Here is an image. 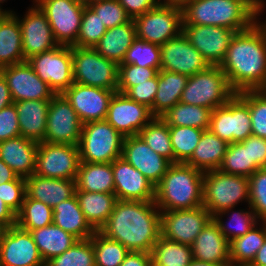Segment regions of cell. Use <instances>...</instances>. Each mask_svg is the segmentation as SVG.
I'll return each mask as SVG.
<instances>
[{"mask_svg": "<svg viewBox=\"0 0 266 266\" xmlns=\"http://www.w3.org/2000/svg\"><path fill=\"white\" fill-rule=\"evenodd\" d=\"M33 5L28 9L23 19H20L15 12H12L21 27L22 51L25 60L59 46L46 15L36 3H33Z\"/></svg>", "mask_w": 266, "mask_h": 266, "instance_id": "e0dca14e", "label": "cell"}, {"mask_svg": "<svg viewBox=\"0 0 266 266\" xmlns=\"http://www.w3.org/2000/svg\"><path fill=\"white\" fill-rule=\"evenodd\" d=\"M157 73L158 71L151 67L119 64L117 92L125 94L131 87L153 78Z\"/></svg>", "mask_w": 266, "mask_h": 266, "instance_id": "f5cc1de1", "label": "cell"}, {"mask_svg": "<svg viewBox=\"0 0 266 266\" xmlns=\"http://www.w3.org/2000/svg\"><path fill=\"white\" fill-rule=\"evenodd\" d=\"M96 266H120L129 250L120 242L107 238L99 231L91 237Z\"/></svg>", "mask_w": 266, "mask_h": 266, "instance_id": "7bdbcfd3", "label": "cell"}, {"mask_svg": "<svg viewBox=\"0 0 266 266\" xmlns=\"http://www.w3.org/2000/svg\"><path fill=\"white\" fill-rule=\"evenodd\" d=\"M259 167L250 164L249 146L241 143H231L227 147L225 156L218 170L226 174L250 177Z\"/></svg>", "mask_w": 266, "mask_h": 266, "instance_id": "ee69618b", "label": "cell"}, {"mask_svg": "<svg viewBox=\"0 0 266 266\" xmlns=\"http://www.w3.org/2000/svg\"><path fill=\"white\" fill-rule=\"evenodd\" d=\"M240 143L249 146L250 164L266 168V139L251 135Z\"/></svg>", "mask_w": 266, "mask_h": 266, "instance_id": "6f0895ef", "label": "cell"}, {"mask_svg": "<svg viewBox=\"0 0 266 266\" xmlns=\"http://www.w3.org/2000/svg\"><path fill=\"white\" fill-rule=\"evenodd\" d=\"M21 136L18 113L11 104L0 110V142Z\"/></svg>", "mask_w": 266, "mask_h": 266, "instance_id": "9f6ffc18", "label": "cell"}, {"mask_svg": "<svg viewBox=\"0 0 266 266\" xmlns=\"http://www.w3.org/2000/svg\"><path fill=\"white\" fill-rule=\"evenodd\" d=\"M154 118L151 110L131 100L126 94L115 92L106 121L123 137L136 136Z\"/></svg>", "mask_w": 266, "mask_h": 266, "instance_id": "2e32d148", "label": "cell"}, {"mask_svg": "<svg viewBox=\"0 0 266 266\" xmlns=\"http://www.w3.org/2000/svg\"><path fill=\"white\" fill-rule=\"evenodd\" d=\"M82 122L63 94H56L47 112L46 143L79 144Z\"/></svg>", "mask_w": 266, "mask_h": 266, "instance_id": "9a60e30c", "label": "cell"}, {"mask_svg": "<svg viewBox=\"0 0 266 266\" xmlns=\"http://www.w3.org/2000/svg\"><path fill=\"white\" fill-rule=\"evenodd\" d=\"M189 0H159L160 4H169V5H177V6H183L186 2Z\"/></svg>", "mask_w": 266, "mask_h": 266, "instance_id": "03108f58", "label": "cell"}, {"mask_svg": "<svg viewBox=\"0 0 266 266\" xmlns=\"http://www.w3.org/2000/svg\"><path fill=\"white\" fill-rule=\"evenodd\" d=\"M120 266H152L151 253L129 251Z\"/></svg>", "mask_w": 266, "mask_h": 266, "instance_id": "91938a15", "label": "cell"}, {"mask_svg": "<svg viewBox=\"0 0 266 266\" xmlns=\"http://www.w3.org/2000/svg\"><path fill=\"white\" fill-rule=\"evenodd\" d=\"M213 217L204 207L161 212V236L186 245H192L196 237Z\"/></svg>", "mask_w": 266, "mask_h": 266, "instance_id": "5bb4252c", "label": "cell"}, {"mask_svg": "<svg viewBox=\"0 0 266 266\" xmlns=\"http://www.w3.org/2000/svg\"><path fill=\"white\" fill-rule=\"evenodd\" d=\"M13 104L18 113L21 136L37 143L44 142L50 100H24Z\"/></svg>", "mask_w": 266, "mask_h": 266, "instance_id": "83f0119b", "label": "cell"}, {"mask_svg": "<svg viewBox=\"0 0 266 266\" xmlns=\"http://www.w3.org/2000/svg\"><path fill=\"white\" fill-rule=\"evenodd\" d=\"M73 81L117 92L118 64L94 48L72 46Z\"/></svg>", "mask_w": 266, "mask_h": 266, "instance_id": "ba28073f", "label": "cell"}, {"mask_svg": "<svg viewBox=\"0 0 266 266\" xmlns=\"http://www.w3.org/2000/svg\"><path fill=\"white\" fill-rule=\"evenodd\" d=\"M123 140L106 120L83 124L78 144L80 162L112 163L121 157Z\"/></svg>", "mask_w": 266, "mask_h": 266, "instance_id": "52a82bcc", "label": "cell"}, {"mask_svg": "<svg viewBox=\"0 0 266 266\" xmlns=\"http://www.w3.org/2000/svg\"><path fill=\"white\" fill-rule=\"evenodd\" d=\"M52 223L53 208L26 195L21 210L16 214V225L30 232Z\"/></svg>", "mask_w": 266, "mask_h": 266, "instance_id": "b9f144b4", "label": "cell"}, {"mask_svg": "<svg viewBox=\"0 0 266 266\" xmlns=\"http://www.w3.org/2000/svg\"><path fill=\"white\" fill-rule=\"evenodd\" d=\"M249 205V177L212 170L204 173L203 206L213 217L235 208L244 201Z\"/></svg>", "mask_w": 266, "mask_h": 266, "instance_id": "5b68a950", "label": "cell"}, {"mask_svg": "<svg viewBox=\"0 0 266 266\" xmlns=\"http://www.w3.org/2000/svg\"><path fill=\"white\" fill-rule=\"evenodd\" d=\"M104 23L107 29L125 24L131 20L118 0H91L86 4Z\"/></svg>", "mask_w": 266, "mask_h": 266, "instance_id": "681fc988", "label": "cell"}, {"mask_svg": "<svg viewBox=\"0 0 266 266\" xmlns=\"http://www.w3.org/2000/svg\"><path fill=\"white\" fill-rule=\"evenodd\" d=\"M258 8L252 0H189L182 6L183 25H212L239 32L257 21Z\"/></svg>", "mask_w": 266, "mask_h": 266, "instance_id": "3957f363", "label": "cell"}, {"mask_svg": "<svg viewBox=\"0 0 266 266\" xmlns=\"http://www.w3.org/2000/svg\"><path fill=\"white\" fill-rule=\"evenodd\" d=\"M158 89V73L151 79L131 87L125 94L133 101L146 105L153 115V101Z\"/></svg>", "mask_w": 266, "mask_h": 266, "instance_id": "11a10c76", "label": "cell"}, {"mask_svg": "<svg viewBox=\"0 0 266 266\" xmlns=\"http://www.w3.org/2000/svg\"><path fill=\"white\" fill-rule=\"evenodd\" d=\"M41 266H49L47 263H44L43 265H41Z\"/></svg>", "mask_w": 266, "mask_h": 266, "instance_id": "2a66077c", "label": "cell"}, {"mask_svg": "<svg viewBox=\"0 0 266 266\" xmlns=\"http://www.w3.org/2000/svg\"><path fill=\"white\" fill-rule=\"evenodd\" d=\"M112 170L117 200L154 201L155 187L122 157L112 162Z\"/></svg>", "mask_w": 266, "mask_h": 266, "instance_id": "cb8c5ba5", "label": "cell"}, {"mask_svg": "<svg viewBox=\"0 0 266 266\" xmlns=\"http://www.w3.org/2000/svg\"><path fill=\"white\" fill-rule=\"evenodd\" d=\"M53 224L78 240L89 239L96 232L80 209L76 195L53 207Z\"/></svg>", "mask_w": 266, "mask_h": 266, "instance_id": "4dcf8cb0", "label": "cell"}, {"mask_svg": "<svg viewBox=\"0 0 266 266\" xmlns=\"http://www.w3.org/2000/svg\"><path fill=\"white\" fill-rule=\"evenodd\" d=\"M152 266H189L193 260L190 245L160 236L151 251Z\"/></svg>", "mask_w": 266, "mask_h": 266, "instance_id": "74e56055", "label": "cell"}, {"mask_svg": "<svg viewBox=\"0 0 266 266\" xmlns=\"http://www.w3.org/2000/svg\"><path fill=\"white\" fill-rule=\"evenodd\" d=\"M160 48V70L193 76L210 66L183 33L168 40Z\"/></svg>", "mask_w": 266, "mask_h": 266, "instance_id": "ffe728a7", "label": "cell"}, {"mask_svg": "<svg viewBox=\"0 0 266 266\" xmlns=\"http://www.w3.org/2000/svg\"><path fill=\"white\" fill-rule=\"evenodd\" d=\"M211 112L212 110L207 107L179 102L160 118L169 127H195L207 130L210 126Z\"/></svg>", "mask_w": 266, "mask_h": 266, "instance_id": "8d00e7d4", "label": "cell"}, {"mask_svg": "<svg viewBox=\"0 0 266 266\" xmlns=\"http://www.w3.org/2000/svg\"><path fill=\"white\" fill-rule=\"evenodd\" d=\"M194 260L229 265V242L223 236L217 223L212 219L203 228L191 245Z\"/></svg>", "mask_w": 266, "mask_h": 266, "instance_id": "d4e9b609", "label": "cell"}, {"mask_svg": "<svg viewBox=\"0 0 266 266\" xmlns=\"http://www.w3.org/2000/svg\"><path fill=\"white\" fill-rule=\"evenodd\" d=\"M136 38L134 20L107 29L100 41L93 47L101 56L116 62H123L127 50Z\"/></svg>", "mask_w": 266, "mask_h": 266, "instance_id": "f1b7e54d", "label": "cell"}, {"mask_svg": "<svg viewBox=\"0 0 266 266\" xmlns=\"http://www.w3.org/2000/svg\"><path fill=\"white\" fill-rule=\"evenodd\" d=\"M251 266H266V239L250 263Z\"/></svg>", "mask_w": 266, "mask_h": 266, "instance_id": "e7e4bbea", "label": "cell"}, {"mask_svg": "<svg viewBox=\"0 0 266 266\" xmlns=\"http://www.w3.org/2000/svg\"><path fill=\"white\" fill-rule=\"evenodd\" d=\"M44 263L29 231L17 225L2 231L0 266H41Z\"/></svg>", "mask_w": 266, "mask_h": 266, "instance_id": "d6986e66", "label": "cell"}, {"mask_svg": "<svg viewBox=\"0 0 266 266\" xmlns=\"http://www.w3.org/2000/svg\"><path fill=\"white\" fill-rule=\"evenodd\" d=\"M106 31L107 28L99 16L86 5L83 10L78 38L73 46L93 48Z\"/></svg>", "mask_w": 266, "mask_h": 266, "instance_id": "f907efd6", "label": "cell"}, {"mask_svg": "<svg viewBox=\"0 0 266 266\" xmlns=\"http://www.w3.org/2000/svg\"><path fill=\"white\" fill-rule=\"evenodd\" d=\"M79 1H81V2H84V3H88V2H90L91 0H79Z\"/></svg>", "mask_w": 266, "mask_h": 266, "instance_id": "34e18365", "label": "cell"}, {"mask_svg": "<svg viewBox=\"0 0 266 266\" xmlns=\"http://www.w3.org/2000/svg\"><path fill=\"white\" fill-rule=\"evenodd\" d=\"M228 145L210 130H204L192 156L185 163L203 173L218 170Z\"/></svg>", "mask_w": 266, "mask_h": 266, "instance_id": "f546056e", "label": "cell"}, {"mask_svg": "<svg viewBox=\"0 0 266 266\" xmlns=\"http://www.w3.org/2000/svg\"><path fill=\"white\" fill-rule=\"evenodd\" d=\"M189 76L165 70L158 71V89L153 101V116L161 117L180 102Z\"/></svg>", "mask_w": 266, "mask_h": 266, "instance_id": "1f68e13d", "label": "cell"}, {"mask_svg": "<svg viewBox=\"0 0 266 266\" xmlns=\"http://www.w3.org/2000/svg\"><path fill=\"white\" fill-rule=\"evenodd\" d=\"M208 130L228 144L244 141L252 135L249 106L235 94L225 105L212 110Z\"/></svg>", "mask_w": 266, "mask_h": 266, "instance_id": "8fae6325", "label": "cell"}, {"mask_svg": "<svg viewBox=\"0 0 266 266\" xmlns=\"http://www.w3.org/2000/svg\"><path fill=\"white\" fill-rule=\"evenodd\" d=\"M26 61L55 94H63L74 83L72 46L59 45Z\"/></svg>", "mask_w": 266, "mask_h": 266, "instance_id": "7c38bea8", "label": "cell"}, {"mask_svg": "<svg viewBox=\"0 0 266 266\" xmlns=\"http://www.w3.org/2000/svg\"><path fill=\"white\" fill-rule=\"evenodd\" d=\"M124 7L127 14L134 19L155 8L159 4V0H118Z\"/></svg>", "mask_w": 266, "mask_h": 266, "instance_id": "680465c9", "label": "cell"}, {"mask_svg": "<svg viewBox=\"0 0 266 266\" xmlns=\"http://www.w3.org/2000/svg\"><path fill=\"white\" fill-rule=\"evenodd\" d=\"M231 88L236 92L259 90L266 80V35L255 22L235 32L220 64Z\"/></svg>", "mask_w": 266, "mask_h": 266, "instance_id": "7a4b0ae2", "label": "cell"}, {"mask_svg": "<svg viewBox=\"0 0 266 266\" xmlns=\"http://www.w3.org/2000/svg\"><path fill=\"white\" fill-rule=\"evenodd\" d=\"M75 181V191L114 193L112 163L80 162Z\"/></svg>", "mask_w": 266, "mask_h": 266, "instance_id": "d6a6232c", "label": "cell"}, {"mask_svg": "<svg viewBox=\"0 0 266 266\" xmlns=\"http://www.w3.org/2000/svg\"><path fill=\"white\" fill-rule=\"evenodd\" d=\"M38 251L45 263L63 254L78 239L55 224L30 231Z\"/></svg>", "mask_w": 266, "mask_h": 266, "instance_id": "836d02e7", "label": "cell"}, {"mask_svg": "<svg viewBox=\"0 0 266 266\" xmlns=\"http://www.w3.org/2000/svg\"><path fill=\"white\" fill-rule=\"evenodd\" d=\"M13 99L4 76L0 73V110L11 104Z\"/></svg>", "mask_w": 266, "mask_h": 266, "instance_id": "6125c7cd", "label": "cell"}, {"mask_svg": "<svg viewBox=\"0 0 266 266\" xmlns=\"http://www.w3.org/2000/svg\"><path fill=\"white\" fill-rule=\"evenodd\" d=\"M138 135L152 151L174 163L169 126L160 117H154Z\"/></svg>", "mask_w": 266, "mask_h": 266, "instance_id": "60d3db41", "label": "cell"}, {"mask_svg": "<svg viewBox=\"0 0 266 266\" xmlns=\"http://www.w3.org/2000/svg\"><path fill=\"white\" fill-rule=\"evenodd\" d=\"M136 37L146 42L164 45L183 31L182 7L158 4L155 8L135 17Z\"/></svg>", "mask_w": 266, "mask_h": 266, "instance_id": "9c48e42d", "label": "cell"}, {"mask_svg": "<svg viewBox=\"0 0 266 266\" xmlns=\"http://www.w3.org/2000/svg\"><path fill=\"white\" fill-rule=\"evenodd\" d=\"M161 48L157 44L135 38L126 52L121 64H134L136 66L151 67L157 71L161 65Z\"/></svg>", "mask_w": 266, "mask_h": 266, "instance_id": "bcb514c9", "label": "cell"}, {"mask_svg": "<svg viewBox=\"0 0 266 266\" xmlns=\"http://www.w3.org/2000/svg\"><path fill=\"white\" fill-rule=\"evenodd\" d=\"M80 165L79 147L70 144H38L34 174L45 178L76 180Z\"/></svg>", "mask_w": 266, "mask_h": 266, "instance_id": "4fadbf2b", "label": "cell"}, {"mask_svg": "<svg viewBox=\"0 0 266 266\" xmlns=\"http://www.w3.org/2000/svg\"><path fill=\"white\" fill-rule=\"evenodd\" d=\"M18 175L0 159V184L13 181Z\"/></svg>", "mask_w": 266, "mask_h": 266, "instance_id": "be15d7a7", "label": "cell"}, {"mask_svg": "<svg viewBox=\"0 0 266 266\" xmlns=\"http://www.w3.org/2000/svg\"><path fill=\"white\" fill-rule=\"evenodd\" d=\"M182 33L210 66H220L235 31L212 25H183Z\"/></svg>", "mask_w": 266, "mask_h": 266, "instance_id": "ac0fdd59", "label": "cell"}, {"mask_svg": "<svg viewBox=\"0 0 266 266\" xmlns=\"http://www.w3.org/2000/svg\"><path fill=\"white\" fill-rule=\"evenodd\" d=\"M26 196L25 178L17 177L13 181L0 184V198L16 214L21 210L22 203Z\"/></svg>", "mask_w": 266, "mask_h": 266, "instance_id": "db71d44e", "label": "cell"}, {"mask_svg": "<svg viewBox=\"0 0 266 266\" xmlns=\"http://www.w3.org/2000/svg\"><path fill=\"white\" fill-rule=\"evenodd\" d=\"M44 12L59 45L73 46L78 38L86 3L79 0H34Z\"/></svg>", "mask_w": 266, "mask_h": 266, "instance_id": "30bf717a", "label": "cell"}, {"mask_svg": "<svg viewBox=\"0 0 266 266\" xmlns=\"http://www.w3.org/2000/svg\"><path fill=\"white\" fill-rule=\"evenodd\" d=\"M228 266H251L250 264H232L230 263Z\"/></svg>", "mask_w": 266, "mask_h": 266, "instance_id": "753ad0ef", "label": "cell"}, {"mask_svg": "<svg viewBox=\"0 0 266 266\" xmlns=\"http://www.w3.org/2000/svg\"><path fill=\"white\" fill-rule=\"evenodd\" d=\"M75 195L87 221L99 231L113 211L115 193L75 191Z\"/></svg>", "mask_w": 266, "mask_h": 266, "instance_id": "e575fe53", "label": "cell"}, {"mask_svg": "<svg viewBox=\"0 0 266 266\" xmlns=\"http://www.w3.org/2000/svg\"><path fill=\"white\" fill-rule=\"evenodd\" d=\"M12 12V10L2 9L0 4V22H2Z\"/></svg>", "mask_w": 266, "mask_h": 266, "instance_id": "89a4df30", "label": "cell"}, {"mask_svg": "<svg viewBox=\"0 0 266 266\" xmlns=\"http://www.w3.org/2000/svg\"><path fill=\"white\" fill-rule=\"evenodd\" d=\"M121 157L139 170L154 187L172 164L152 151L139 135L124 137Z\"/></svg>", "mask_w": 266, "mask_h": 266, "instance_id": "603a6c76", "label": "cell"}, {"mask_svg": "<svg viewBox=\"0 0 266 266\" xmlns=\"http://www.w3.org/2000/svg\"><path fill=\"white\" fill-rule=\"evenodd\" d=\"M259 90H260L264 95H266V80H265L264 84L259 88Z\"/></svg>", "mask_w": 266, "mask_h": 266, "instance_id": "8c879c8a", "label": "cell"}, {"mask_svg": "<svg viewBox=\"0 0 266 266\" xmlns=\"http://www.w3.org/2000/svg\"><path fill=\"white\" fill-rule=\"evenodd\" d=\"M249 206L259 222H266V168H259L249 177Z\"/></svg>", "mask_w": 266, "mask_h": 266, "instance_id": "816d5d0a", "label": "cell"}, {"mask_svg": "<svg viewBox=\"0 0 266 266\" xmlns=\"http://www.w3.org/2000/svg\"><path fill=\"white\" fill-rule=\"evenodd\" d=\"M189 266H228V265H218L211 262H201L193 259Z\"/></svg>", "mask_w": 266, "mask_h": 266, "instance_id": "a7ac6f4b", "label": "cell"}, {"mask_svg": "<svg viewBox=\"0 0 266 266\" xmlns=\"http://www.w3.org/2000/svg\"><path fill=\"white\" fill-rule=\"evenodd\" d=\"M25 61L21 27L18 19L10 13L0 22V69Z\"/></svg>", "mask_w": 266, "mask_h": 266, "instance_id": "d590c367", "label": "cell"}, {"mask_svg": "<svg viewBox=\"0 0 266 266\" xmlns=\"http://www.w3.org/2000/svg\"><path fill=\"white\" fill-rule=\"evenodd\" d=\"M236 94L249 106L252 135L266 139V95L260 90H245Z\"/></svg>", "mask_w": 266, "mask_h": 266, "instance_id": "c3c4849f", "label": "cell"}, {"mask_svg": "<svg viewBox=\"0 0 266 266\" xmlns=\"http://www.w3.org/2000/svg\"><path fill=\"white\" fill-rule=\"evenodd\" d=\"M258 7H263L265 6L264 0H252Z\"/></svg>", "mask_w": 266, "mask_h": 266, "instance_id": "2644e50d", "label": "cell"}, {"mask_svg": "<svg viewBox=\"0 0 266 266\" xmlns=\"http://www.w3.org/2000/svg\"><path fill=\"white\" fill-rule=\"evenodd\" d=\"M112 90L73 83L63 95L76 111L82 124L106 120Z\"/></svg>", "mask_w": 266, "mask_h": 266, "instance_id": "44dd1931", "label": "cell"}, {"mask_svg": "<svg viewBox=\"0 0 266 266\" xmlns=\"http://www.w3.org/2000/svg\"><path fill=\"white\" fill-rule=\"evenodd\" d=\"M174 163H185L199 143L203 129L195 127H169Z\"/></svg>", "mask_w": 266, "mask_h": 266, "instance_id": "f6af8a7d", "label": "cell"}, {"mask_svg": "<svg viewBox=\"0 0 266 266\" xmlns=\"http://www.w3.org/2000/svg\"><path fill=\"white\" fill-rule=\"evenodd\" d=\"M204 173L186 163H172L155 186L156 206L162 211L203 206Z\"/></svg>", "mask_w": 266, "mask_h": 266, "instance_id": "277c9868", "label": "cell"}, {"mask_svg": "<svg viewBox=\"0 0 266 266\" xmlns=\"http://www.w3.org/2000/svg\"><path fill=\"white\" fill-rule=\"evenodd\" d=\"M13 102L24 100H51L56 94L42 81L27 61L0 69Z\"/></svg>", "mask_w": 266, "mask_h": 266, "instance_id": "7402d4cb", "label": "cell"}, {"mask_svg": "<svg viewBox=\"0 0 266 266\" xmlns=\"http://www.w3.org/2000/svg\"><path fill=\"white\" fill-rule=\"evenodd\" d=\"M2 231H3V229H2V228H0V237H1Z\"/></svg>", "mask_w": 266, "mask_h": 266, "instance_id": "11e5206c", "label": "cell"}, {"mask_svg": "<svg viewBox=\"0 0 266 266\" xmlns=\"http://www.w3.org/2000/svg\"><path fill=\"white\" fill-rule=\"evenodd\" d=\"M255 226L244 236L229 242L230 262L232 264H250L266 239V222ZM262 226V227H261Z\"/></svg>", "mask_w": 266, "mask_h": 266, "instance_id": "f35d334b", "label": "cell"}, {"mask_svg": "<svg viewBox=\"0 0 266 266\" xmlns=\"http://www.w3.org/2000/svg\"><path fill=\"white\" fill-rule=\"evenodd\" d=\"M99 232L129 251L151 253L161 236V212L154 201L117 200Z\"/></svg>", "mask_w": 266, "mask_h": 266, "instance_id": "6da1fadb", "label": "cell"}, {"mask_svg": "<svg viewBox=\"0 0 266 266\" xmlns=\"http://www.w3.org/2000/svg\"><path fill=\"white\" fill-rule=\"evenodd\" d=\"M265 9V6L263 7H259L258 8V11H257V14H256V19H258V21H256L259 26L263 29L265 35H266V20H264V22H259L260 18H258L260 16V14L262 15V11Z\"/></svg>", "mask_w": 266, "mask_h": 266, "instance_id": "003e7915", "label": "cell"}, {"mask_svg": "<svg viewBox=\"0 0 266 266\" xmlns=\"http://www.w3.org/2000/svg\"><path fill=\"white\" fill-rule=\"evenodd\" d=\"M235 94L220 66H209L189 76L180 102L214 110L225 105Z\"/></svg>", "mask_w": 266, "mask_h": 266, "instance_id": "8992f818", "label": "cell"}, {"mask_svg": "<svg viewBox=\"0 0 266 266\" xmlns=\"http://www.w3.org/2000/svg\"><path fill=\"white\" fill-rule=\"evenodd\" d=\"M49 266H96L94 248L89 239L77 240L63 254L47 262Z\"/></svg>", "mask_w": 266, "mask_h": 266, "instance_id": "7dc6e473", "label": "cell"}, {"mask_svg": "<svg viewBox=\"0 0 266 266\" xmlns=\"http://www.w3.org/2000/svg\"><path fill=\"white\" fill-rule=\"evenodd\" d=\"M37 142L19 136L0 142V159L19 177L27 178L36 169Z\"/></svg>", "mask_w": 266, "mask_h": 266, "instance_id": "484cf974", "label": "cell"}, {"mask_svg": "<svg viewBox=\"0 0 266 266\" xmlns=\"http://www.w3.org/2000/svg\"><path fill=\"white\" fill-rule=\"evenodd\" d=\"M16 225V213L0 198V228L3 230Z\"/></svg>", "mask_w": 266, "mask_h": 266, "instance_id": "94428289", "label": "cell"}, {"mask_svg": "<svg viewBox=\"0 0 266 266\" xmlns=\"http://www.w3.org/2000/svg\"><path fill=\"white\" fill-rule=\"evenodd\" d=\"M248 207V211H246L245 209L234 211L232 207L213 216L214 221L217 223L221 233L228 242H231L235 238L244 236L256 224L260 225V223H258L259 220L257 219L255 212L249 205ZM225 214H230V218H228V222L226 221L224 223L222 217L223 215L225 216Z\"/></svg>", "mask_w": 266, "mask_h": 266, "instance_id": "ab89813d", "label": "cell"}, {"mask_svg": "<svg viewBox=\"0 0 266 266\" xmlns=\"http://www.w3.org/2000/svg\"><path fill=\"white\" fill-rule=\"evenodd\" d=\"M26 195L53 208L75 195L76 181L59 178H45L36 174L25 179Z\"/></svg>", "mask_w": 266, "mask_h": 266, "instance_id": "4316f807", "label": "cell"}]
</instances>
